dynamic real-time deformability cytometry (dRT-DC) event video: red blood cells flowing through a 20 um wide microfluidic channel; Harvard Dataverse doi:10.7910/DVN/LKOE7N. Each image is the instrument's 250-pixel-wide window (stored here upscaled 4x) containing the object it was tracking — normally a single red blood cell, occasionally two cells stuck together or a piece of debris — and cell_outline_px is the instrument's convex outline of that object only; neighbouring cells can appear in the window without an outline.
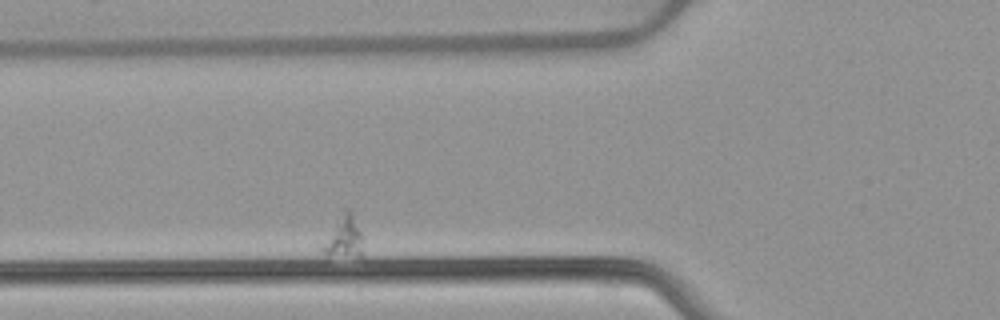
{"species": "common noctule bat (a hibernating species)", "species_latin": "Nyctalus noctula", "temperature_condition": "warm", "stored_images_in_passage": 2, "camera_frame_rate_fps": 3000, "um_per_image_px": 0.085, "animal": {"sex": "female", "body_mass_g": 22.7, "forearm_length_mm": 54.2}, "frame": {"image": 1, "passage_image": 2, "time_ms": 1.333, "image_size_px": [1000, 320], "cell_outline_px": [[364, 256], [324, 264], [320, 248], [344, 208], [348, 208], [352, 212], [360, 232]], "centroid_in_image_um": [29.14, 20.4], "position_along_channel_um": 96.7, "area_um2": 11.04}}